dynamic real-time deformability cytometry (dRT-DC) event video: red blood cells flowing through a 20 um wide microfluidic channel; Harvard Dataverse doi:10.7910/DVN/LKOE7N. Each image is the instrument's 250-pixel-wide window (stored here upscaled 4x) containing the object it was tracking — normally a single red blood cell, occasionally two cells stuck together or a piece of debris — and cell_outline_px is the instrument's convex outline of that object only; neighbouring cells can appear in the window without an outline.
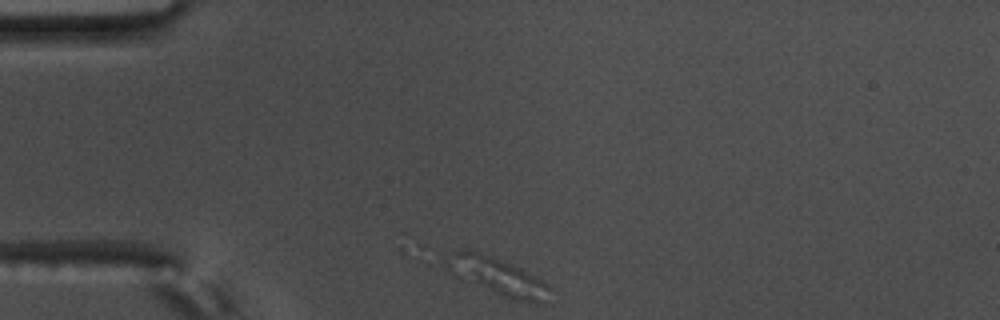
{"species": "common noctule bat (a hibernating species)", "species_latin": "Nyctalus noctula", "temperature_condition": "warm", "stored_images_in_passage": 5, "camera_frame_rate_fps": 3000, "um_per_image_px": 0.085, "animal": {"sex": "male", "body_mass_g": 17.5, "forearm_length_mm": 52.3}, "frame": {"image": 1, "passage_image": 1, "time_ms": 0.0, "image_size_px": [1000, 320], "cell_outline_px": [[552, 304], [544, 304], [512, 300], [460, 280], [452, 276], [448, 268], [448, 252], [464, 248], [480, 252], [520, 268], [540, 280], [552, 288]], "centroid_in_image_um": [42.31, 23.54], "position_along_channel_um": 42.7, "area_um2": 23.12}}